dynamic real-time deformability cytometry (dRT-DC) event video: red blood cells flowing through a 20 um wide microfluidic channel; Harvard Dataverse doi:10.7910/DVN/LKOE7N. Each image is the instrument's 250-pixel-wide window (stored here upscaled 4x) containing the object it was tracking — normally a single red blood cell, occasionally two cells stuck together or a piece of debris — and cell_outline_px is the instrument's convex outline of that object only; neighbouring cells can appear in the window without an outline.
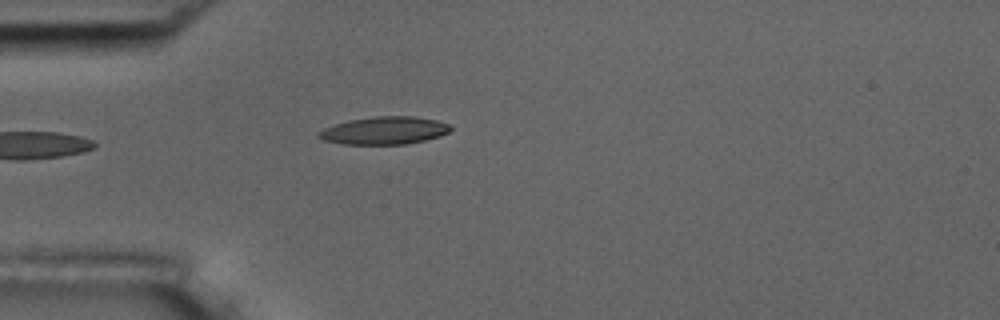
{"species": "common noctule bat (a hibernating species)", "species_latin": "Nyctalus noctula", "temperature_condition": "room temperature", "stored_images_in_passage": 5, "camera_frame_rate_fps": 3000, "um_per_image_px": 0.085, "animal": {"sex": "male", "body_mass_g": 17.5, "forearm_length_mm": 52.3}, "frame": {"image": 1, "passage_image": 5, "time_ms": 4.333, "image_size_px": [1000, 320], "cell_outline_px": [[452, 128], [448, 132], [440, 136], [424, 140], [404, 144], [344, 144], [324, 140], [316, 136], [316, 132], [324, 128], [348, 120], [376, 116], [412, 116], [436, 120], [448, 124]], "centroid_in_image_um": [32.64, 11.09], "position_along_channel_um": 52.4, "area_um2": 21.15}}